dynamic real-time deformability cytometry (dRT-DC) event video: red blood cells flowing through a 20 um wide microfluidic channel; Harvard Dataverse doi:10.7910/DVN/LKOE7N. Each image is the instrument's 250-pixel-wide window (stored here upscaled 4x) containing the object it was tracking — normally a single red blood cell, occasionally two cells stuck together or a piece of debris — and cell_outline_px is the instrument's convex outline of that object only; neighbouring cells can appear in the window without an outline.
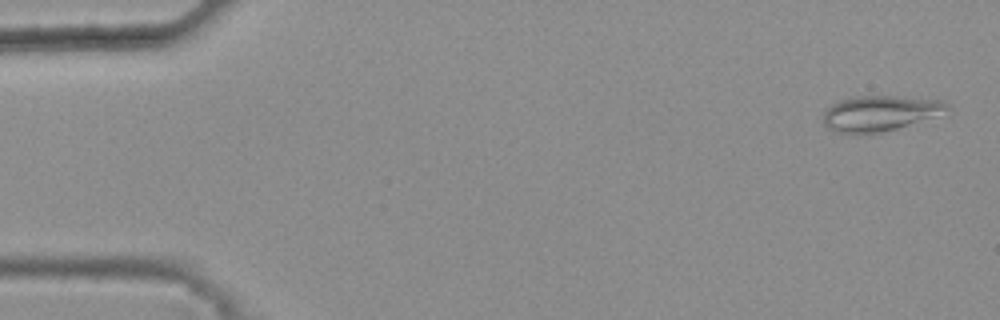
{"species": "common noctule bat (a hibernating species)", "species_latin": "Nyctalus noctula", "temperature_condition": "warm", "stored_images_in_passage": 47, "camera_frame_rate_fps": 3000, "um_per_image_px": 0.085, "animal": {"sex": "female", "body_mass_g": 25.1}, "frame": {"image": 1, "passage_image": 2, "time_ms": 0.333, "image_size_px": [1000, 320], "cell_outline_px": [[948, 108], [908, 124], [896, 128], [880, 132], [836, 132], [828, 128], [824, 124], [824, 112], [832, 104], [840, 100], [856, 96], [896, 96], [944, 100], [948, 104]], "centroid_in_image_um": [74.7, 9.59], "position_along_channel_um": 10.3, "area_um2": 24.45}}
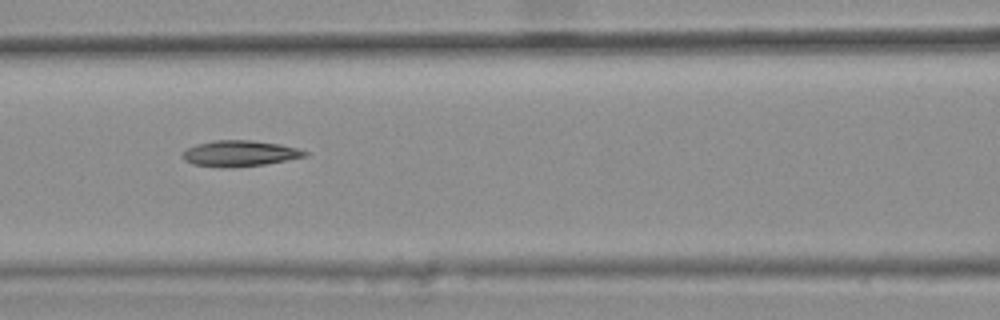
{"frame": {"image": 2, "passage_image": 23, "time_ms": 7.333, "image_size_px": [1000, 320], "cell_outline_px": [[308, 156], [264, 164], [192, 164], [184, 160], [180, 152], [196, 144], [216, 140], [252, 140], [280, 144], [296, 148], [308, 152]], "centroid_in_image_um": [20.4, 12.98], "position_along_channel_um": 146.2, "area_um2": 17.4}}
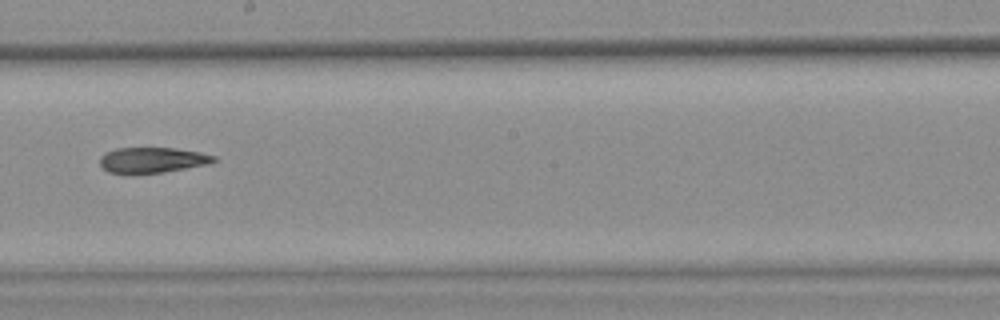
{"frame": {"image": 3, "passage_image": 30, "time_ms": 9.667, "image_size_px": [1000, 320], "cell_outline_px": [[216, 160], [208, 164], [164, 172], [108, 172], [100, 164], [100, 156], [104, 152], [116, 148], [176, 148], [200, 152], [216, 156]], "centroid_in_image_um": [12.96, 13.58], "position_along_channel_um": 235.2, "area_um2": 16.65}}